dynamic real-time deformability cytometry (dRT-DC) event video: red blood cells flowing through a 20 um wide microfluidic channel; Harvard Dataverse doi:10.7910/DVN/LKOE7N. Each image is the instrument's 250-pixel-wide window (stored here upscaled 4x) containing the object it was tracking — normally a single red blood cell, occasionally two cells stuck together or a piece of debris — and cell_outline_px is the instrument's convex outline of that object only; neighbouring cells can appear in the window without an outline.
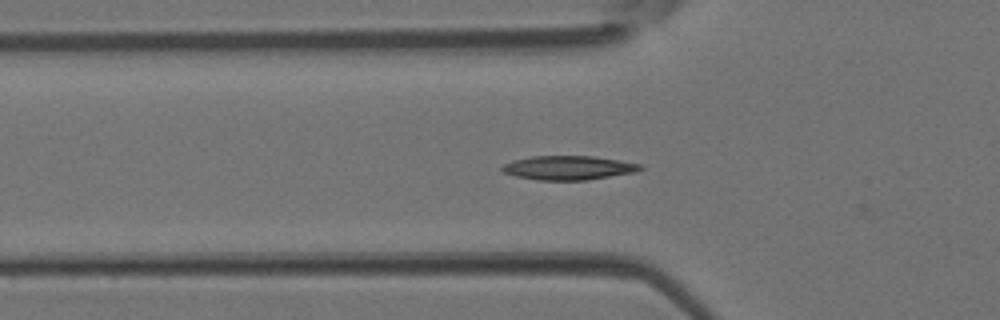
{"species": "Egyptian fruit bat (a non-hibernating species)", "species_latin": "Rousettus aegyptiacus", "temperature_condition": "room temperature", "stored_images_in_passage": 24, "camera_frame_rate_fps": 3000, "um_per_image_px": 0.085, "animal": {"sex": "female"}, "frame": {"image": 1, "passage_image": 11, "time_ms": 3.333, "image_size_px": [1000, 320], "cell_outline_px": [[644, 168], [636, 172], [588, 180], [536, 180], [516, 176], [504, 172], [500, 168], [504, 164], [512, 160], [532, 156], [592, 156], [620, 160], [640, 164]], "centroid_in_image_um": [48.32, 14.26], "position_along_channel_um": 77.5, "area_um2": 19.42}}
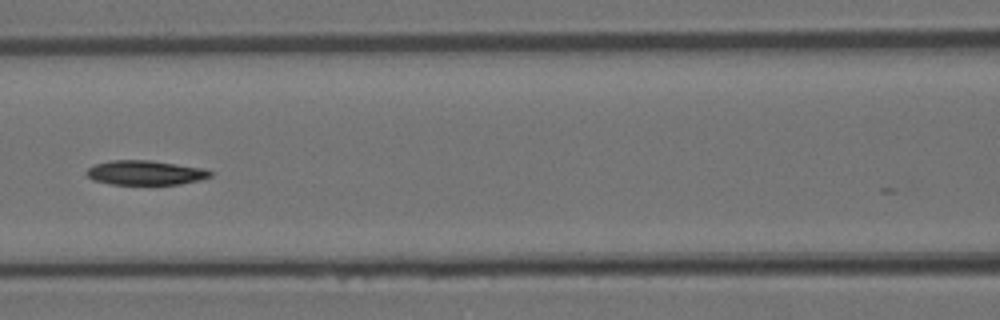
{"frame": {"image": 2, "passage_image": 16, "time_ms": 5.0, "image_size_px": [1000, 320], "cell_outline_px": [[212, 176], [200, 180], [180, 184], [108, 184], [92, 180], [84, 172], [88, 168], [96, 164], [112, 160], [148, 160], [204, 168], [212, 172]], "centroid_in_image_um": [12.34, 14.68], "position_along_channel_um": 154.3, "area_um2": 17.63}}
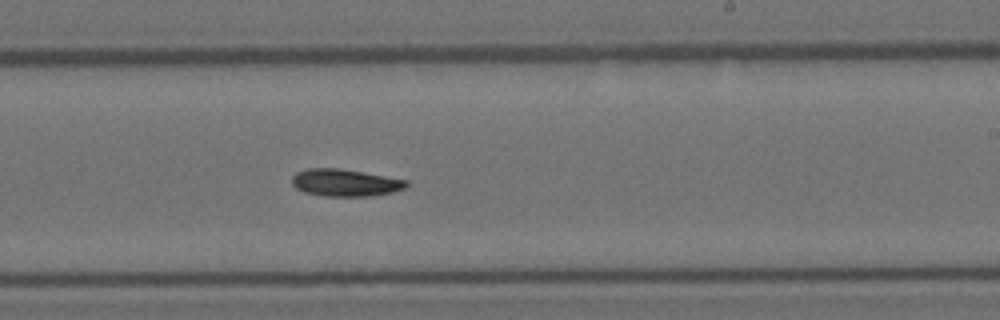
{"frame": {"image": 3, "passage_image": 23, "time_ms": 7.333, "image_size_px": [1000, 320], "cell_outline_px": [[408, 184], [404, 188], [392, 192], [372, 196], [324, 196], [304, 192], [296, 188], [292, 184], [292, 176], [296, 172], [308, 168], [340, 168], [408, 180]], "centroid_in_image_um": [29.32, 15.52], "position_along_channel_um": 259.7, "area_um2": 18.15}}